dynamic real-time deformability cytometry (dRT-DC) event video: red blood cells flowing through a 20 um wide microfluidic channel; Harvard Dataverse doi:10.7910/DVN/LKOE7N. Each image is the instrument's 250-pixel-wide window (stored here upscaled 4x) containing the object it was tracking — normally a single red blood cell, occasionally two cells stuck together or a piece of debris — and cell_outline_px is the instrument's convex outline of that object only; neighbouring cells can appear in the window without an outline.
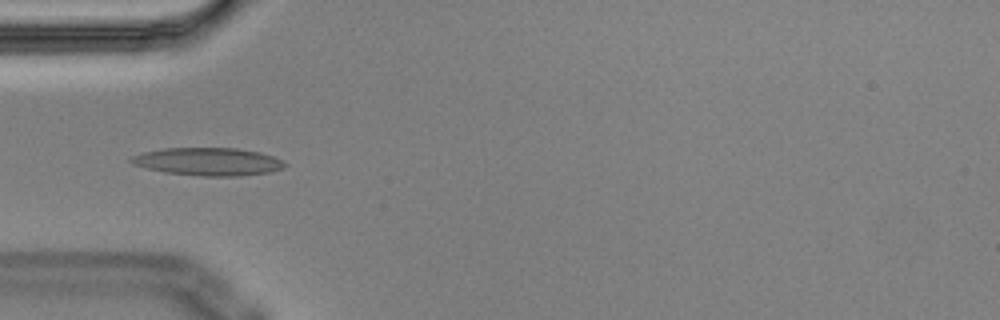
{"species": "Egyptian fruit bat (a non-hibernating species)", "species_latin": "Rousettus aegyptiacus", "temperature_condition": "cold", "stored_images_in_passage": 10, "camera_frame_rate_fps": 3000, "um_per_image_px": 0.085, "animal": {"sex": "male"}, "frame": {"image": 1, "passage_image": 4, "time_ms": 1.0, "image_size_px": [1000, 320], "cell_outline_px": [[288, 164], [284, 168], [272, 172], [240, 176], [200, 176], [164, 172], [132, 164], [128, 160], [132, 156], [140, 152], [164, 148], [236, 148], [260, 152], [284, 160]], "centroid_in_image_um": [17.71, 13.74], "position_along_channel_um": 67.3, "area_um2": 25.2}}
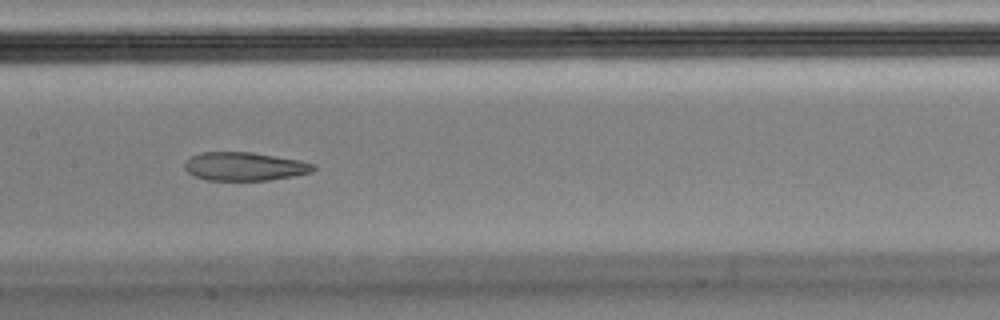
{"frame": {"image": 2, "passage_image": 7, "time_ms": 2.0, "image_size_px": [1000, 320], "cell_outline_px": [[316, 168], [312, 172], [292, 176], [268, 180], [204, 180], [192, 176], [184, 168], [184, 164], [192, 156], [200, 152], [252, 152], [296, 160], [316, 164]], "centroid_in_image_um": [20.75, 14.15], "position_along_channel_um": 186.6, "area_um2": 21.27}}
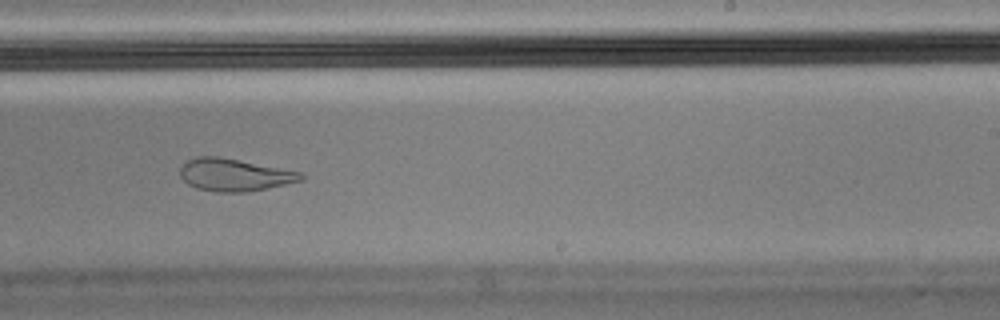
{"frame": {"image": 3, "passage_image": 9, "time_ms": 2.667, "image_size_px": [1000, 320], "cell_outline_px": [[304, 180], [244, 192], [216, 192], [196, 188], [188, 184], [180, 176], [180, 168], [188, 160], [196, 156], [220, 156], [300, 172], [304, 176]], "centroid_in_image_um": [19.88, 14.85], "position_along_channel_um": 269.1, "area_um2": 22.6}}